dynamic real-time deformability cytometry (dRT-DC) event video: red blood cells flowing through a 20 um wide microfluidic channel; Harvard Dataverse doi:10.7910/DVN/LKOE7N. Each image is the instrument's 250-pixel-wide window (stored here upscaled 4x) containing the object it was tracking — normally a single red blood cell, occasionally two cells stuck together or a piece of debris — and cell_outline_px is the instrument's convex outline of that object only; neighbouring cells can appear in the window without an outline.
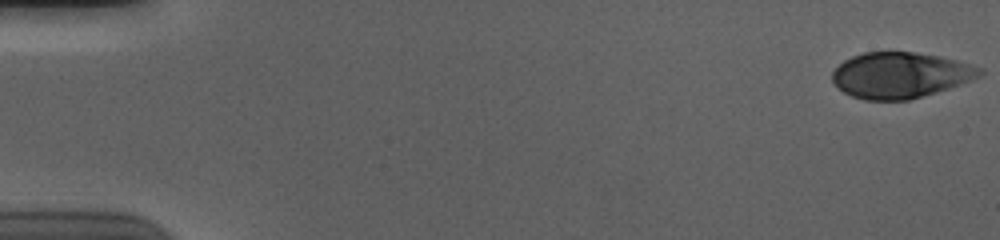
{"species": "human", "species_latin": "Homo sapiens", "temperature_condition": "cold", "stored_images_in_passage": 56, "camera_frame_rate_fps": 3000, "um_per_image_px": 0.085, "donor": {"sex": "male"}, "frame": {"image": 1, "passage_image": 1, "time_ms": 0.0, "image_size_px": [1000, 240], "cell_outline_px": [[984, 72], [980, 76], [960, 84], [936, 92], [908, 100], [864, 100], [852, 96], [844, 92], [832, 80], [832, 72], [844, 60], [852, 56], [864, 52], [916, 52], [940, 56], [956, 60], [984, 68]], "centroid_in_image_um": [76.54, 6.38], "position_along_channel_um": 8.5, "area_um2": 39.25}}
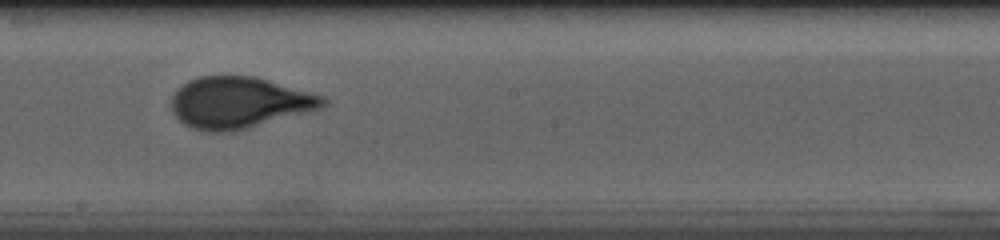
{"frame": {"image": 2, "passage_image": 32, "time_ms": 10.333, "image_size_px": [1000, 240], "cell_outline_px": [[328, 104], [320, 108], [308, 112], [248, 128], [232, 132], [204, 132], [192, 128], [184, 124], [172, 112], [172, 96], [188, 80], [200, 76], [256, 76], [324, 96], [328, 100]], "centroid_in_image_um": [20.34, 8.73], "position_along_channel_um": 227.9, "area_um2": 45.43}}
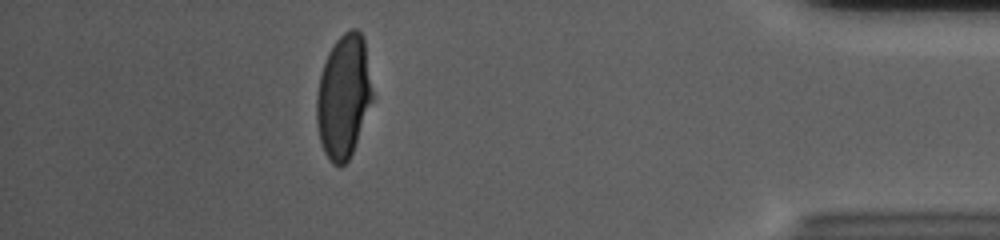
{"frame": {"image": 3, "passage_image": 50, "time_ms": 16.333, "image_size_px": [1000, 240], "cell_outline_px": [[372, 100], [352, 152], [348, 160], [340, 168], [332, 164], [324, 152], [320, 140], [316, 124], [316, 96], [320, 76], [328, 52], [336, 40], [344, 32], [352, 28], [356, 28], [364, 36], [372, 92]], "centroid_in_image_um": [29.18, 8.2], "position_along_channel_um": 406.0, "area_um2": 39.94}, "authors_computed_cell_mechanics": {"area_um2": 43.0032, "velocity_mm_per_s": 3.7105, "shape_relaxation_time_tau1_ms": 4.7994, "shape_relaxation_time_tau2_ms": null, "deformation_change_tau1": 0.1849, "deformation_change_tau2": null}}